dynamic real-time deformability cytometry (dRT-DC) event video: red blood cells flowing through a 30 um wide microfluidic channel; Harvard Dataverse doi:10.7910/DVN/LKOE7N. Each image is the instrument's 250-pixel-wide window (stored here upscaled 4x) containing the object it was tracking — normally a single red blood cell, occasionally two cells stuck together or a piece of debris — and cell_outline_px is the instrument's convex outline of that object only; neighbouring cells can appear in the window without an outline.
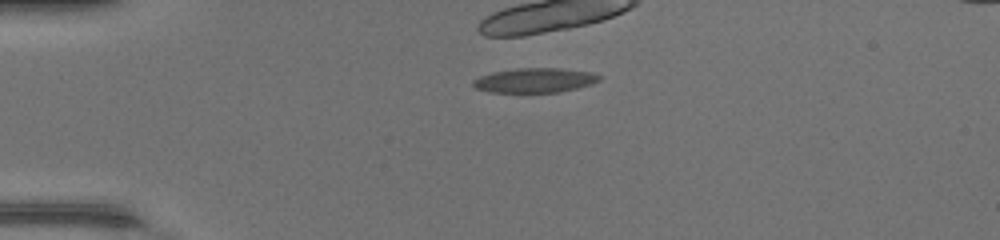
{"species": "common noctule bat (a hibernating species)", "species_latin": "Nyctalus noctula", "temperature_condition": "warm", "stored_images_in_passage": 8, "camera_frame_rate_fps": 3000, "um_per_image_px": 0.085, "animal": {"sex": "female", "body_mass_g": 17.0, "forearm_length_mm": 48.0}, "frame": {"image": 1, "passage_image": 1, "time_ms": 0.0, "image_size_px": [1000, 240], "cell_outline_px": [[600, 80], [592, 84], [560, 92], [488, 92], [476, 88], [472, 84], [472, 80], [480, 76], [492, 72], [516, 68], [560, 68], [592, 72], [600, 76]], "centroid_in_image_um": [45.44, 6.82], "position_along_channel_um": 39.6, "area_um2": 18.09}}